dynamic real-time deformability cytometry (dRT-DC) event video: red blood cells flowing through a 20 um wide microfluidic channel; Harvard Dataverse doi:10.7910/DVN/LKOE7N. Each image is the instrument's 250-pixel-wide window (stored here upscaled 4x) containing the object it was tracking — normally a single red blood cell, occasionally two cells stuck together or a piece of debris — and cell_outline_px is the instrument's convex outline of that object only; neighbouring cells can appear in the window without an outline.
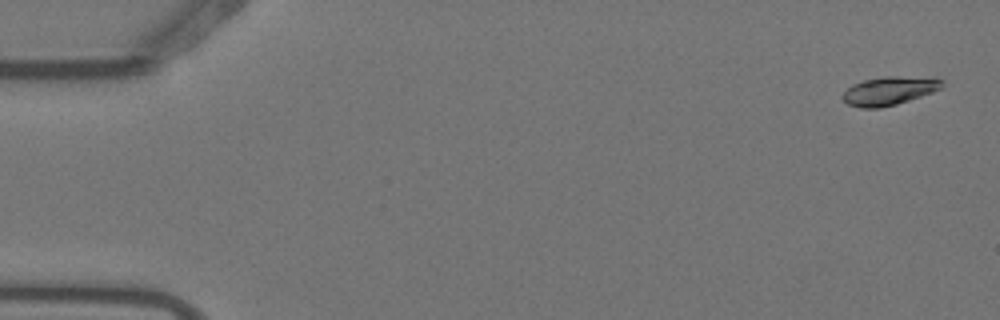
{"species": "Egyptian fruit bat (a non-hibernating species)", "species_latin": "Rousettus aegyptiacus", "temperature_condition": "warm", "stored_images_in_passage": 5, "camera_frame_rate_fps": 3000, "um_per_image_px": 0.085, "animal": {"sex": "female"}, "frame": {"image": 1, "passage_image": 1, "time_ms": 0.0, "image_size_px": [1000, 320], "cell_outline_px": [[944, 84], [940, 88], [932, 92], [896, 104], [880, 108], [860, 108], [848, 104], [840, 96], [852, 84], [864, 80], [884, 76], [932, 76], [944, 80]], "centroid_in_image_um": [75.61, 7.69], "position_along_channel_um": 9.4, "area_um2": 16.7}}
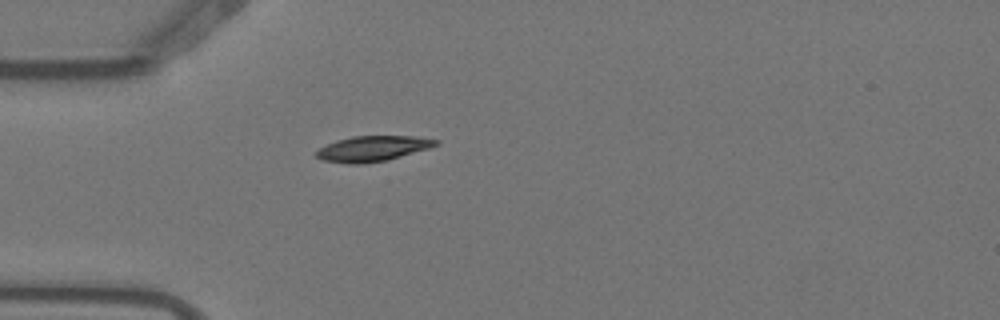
{"frame": {"image": 2, "passage_image": 5, "time_ms": 1.333, "image_size_px": [1000, 320], "cell_outline_px": [[440, 144], [428, 148], [388, 160], [360, 164], [348, 164], [324, 160], [316, 156], [316, 152], [320, 148], [336, 140], [352, 136], [416, 136], [440, 140]], "centroid_in_image_um": [31.7, 12.62], "position_along_channel_um": 53.3, "area_um2": 17.63}}